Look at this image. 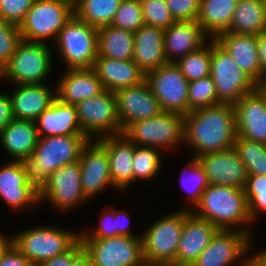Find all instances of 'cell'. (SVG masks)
<instances>
[{
  "label": "cell",
  "mask_w": 266,
  "mask_h": 266,
  "mask_svg": "<svg viewBox=\"0 0 266 266\" xmlns=\"http://www.w3.org/2000/svg\"><path fill=\"white\" fill-rule=\"evenodd\" d=\"M236 136L233 104L220 103L184 115L183 145L194 149L192 157L232 148Z\"/></svg>",
  "instance_id": "6da1fadb"
},
{
  "label": "cell",
  "mask_w": 266,
  "mask_h": 266,
  "mask_svg": "<svg viewBox=\"0 0 266 266\" xmlns=\"http://www.w3.org/2000/svg\"><path fill=\"white\" fill-rule=\"evenodd\" d=\"M191 212L197 217L211 222L219 230L242 231L252 237L250 226L252 221L244 189L209 185ZM247 226L250 227L247 228Z\"/></svg>",
  "instance_id": "7a4b0ae2"
},
{
  "label": "cell",
  "mask_w": 266,
  "mask_h": 266,
  "mask_svg": "<svg viewBox=\"0 0 266 266\" xmlns=\"http://www.w3.org/2000/svg\"><path fill=\"white\" fill-rule=\"evenodd\" d=\"M89 141L86 135L39 137L26 161L30 179L40 188L54 171L79 161Z\"/></svg>",
  "instance_id": "3957f363"
},
{
  "label": "cell",
  "mask_w": 266,
  "mask_h": 266,
  "mask_svg": "<svg viewBox=\"0 0 266 266\" xmlns=\"http://www.w3.org/2000/svg\"><path fill=\"white\" fill-rule=\"evenodd\" d=\"M42 42L22 40L10 61L2 68L0 80L11 84H45L52 74L53 52Z\"/></svg>",
  "instance_id": "277c9868"
},
{
  "label": "cell",
  "mask_w": 266,
  "mask_h": 266,
  "mask_svg": "<svg viewBox=\"0 0 266 266\" xmlns=\"http://www.w3.org/2000/svg\"><path fill=\"white\" fill-rule=\"evenodd\" d=\"M187 210L165 214L141 233L142 253L146 266L175 263Z\"/></svg>",
  "instance_id": "5b68a950"
},
{
  "label": "cell",
  "mask_w": 266,
  "mask_h": 266,
  "mask_svg": "<svg viewBox=\"0 0 266 266\" xmlns=\"http://www.w3.org/2000/svg\"><path fill=\"white\" fill-rule=\"evenodd\" d=\"M53 43L66 69L92 68L98 56V29L73 15Z\"/></svg>",
  "instance_id": "8992f818"
},
{
  "label": "cell",
  "mask_w": 266,
  "mask_h": 266,
  "mask_svg": "<svg viewBox=\"0 0 266 266\" xmlns=\"http://www.w3.org/2000/svg\"><path fill=\"white\" fill-rule=\"evenodd\" d=\"M57 226L27 228L11 237L13 244L34 265L68 251L79 239L80 233Z\"/></svg>",
  "instance_id": "52a82bcc"
},
{
  "label": "cell",
  "mask_w": 266,
  "mask_h": 266,
  "mask_svg": "<svg viewBox=\"0 0 266 266\" xmlns=\"http://www.w3.org/2000/svg\"><path fill=\"white\" fill-rule=\"evenodd\" d=\"M74 15V4L67 0H34L19 25L22 40L48 43Z\"/></svg>",
  "instance_id": "ba28073f"
},
{
  "label": "cell",
  "mask_w": 266,
  "mask_h": 266,
  "mask_svg": "<svg viewBox=\"0 0 266 266\" xmlns=\"http://www.w3.org/2000/svg\"><path fill=\"white\" fill-rule=\"evenodd\" d=\"M122 134L135 145L161 151H167L168 148L174 150L184 143V115L163 111L158 116L133 122Z\"/></svg>",
  "instance_id": "9c48e42d"
},
{
  "label": "cell",
  "mask_w": 266,
  "mask_h": 266,
  "mask_svg": "<svg viewBox=\"0 0 266 266\" xmlns=\"http://www.w3.org/2000/svg\"><path fill=\"white\" fill-rule=\"evenodd\" d=\"M210 76L221 103L234 105L242 96L258 87L214 39H211Z\"/></svg>",
  "instance_id": "30bf717a"
},
{
  "label": "cell",
  "mask_w": 266,
  "mask_h": 266,
  "mask_svg": "<svg viewBox=\"0 0 266 266\" xmlns=\"http://www.w3.org/2000/svg\"><path fill=\"white\" fill-rule=\"evenodd\" d=\"M75 106L79 124L90 140L122 133L113 91L105 89L97 96L81 101Z\"/></svg>",
  "instance_id": "8fae6325"
},
{
  "label": "cell",
  "mask_w": 266,
  "mask_h": 266,
  "mask_svg": "<svg viewBox=\"0 0 266 266\" xmlns=\"http://www.w3.org/2000/svg\"><path fill=\"white\" fill-rule=\"evenodd\" d=\"M93 266H146L141 236L80 238Z\"/></svg>",
  "instance_id": "7c38bea8"
},
{
  "label": "cell",
  "mask_w": 266,
  "mask_h": 266,
  "mask_svg": "<svg viewBox=\"0 0 266 266\" xmlns=\"http://www.w3.org/2000/svg\"><path fill=\"white\" fill-rule=\"evenodd\" d=\"M39 199L40 203L46 199L57 211H65L64 214L87 201L89 203L82 190L79 161L54 171L39 188Z\"/></svg>",
  "instance_id": "4fadbf2b"
},
{
  "label": "cell",
  "mask_w": 266,
  "mask_h": 266,
  "mask_svg": "<svg viewBox=\"0 0 266 266\" xmlns=\"http://www.w3.org/2000/svg\"><path fill=\"white\" fill-rule=\"evenodd\" d=\"M145 80L163 111L188 114L189 82L175 63L168 62L147 73Z\"/></svg>",
  "instance_id": "5bb4252c"
},
{
  "label": "cell",
  "mask_w": 266,
  "mask_h": 266,
  "mask_svg": "<svg viewBox=\"0 0 266 266\" xmlns=\"http://www.w3.org/2000/svg\"><path fill=\"white\" fill-rule=\"evenodd\" d=\"M0 198L13 211L40 205L39 187L30 179L26 162L7 161L0 167Z\"/></svg>",
  "instance_id": "9a60e30c"
},
{
  "label": "cell",
  "mask_w": 266,
  "mask_h": 266,
  "mask_svg": "<svg viewBox=\"0 0 266 266\" xmlns=\"http://www.w3.org/2000/svg\"><path fill=\"white\" fill-rule=\"evenodd\" d=\"M252 240L242 231L219 230L191 266H232L239 261L240 266H248Z\"/></svg>",
  "instance_id": "2e32d148"
},
{
  "label": "cell",
  "mask_w": 266,
  "mask_h": 266,
  "mask_svg": "<svg viewBox=\"0 0 266 266\" xmlns=\"http://www.w3.org/2000/svg\"><path fill=\"white\" fill-rule=\"evenodd\" d=\"M238 137L266 144V86H258L235 104Z\"/></svg>",
  "instance_id": "e0dca14e"
},
{
  "label": "cell",
  "mask_w": 266,
  "mask_h": 266,
  "mask_svg": "<svg viewBox=\"0 0 266 266\" xmlns=\"http://www.w3.org/2000/svg\"><path fill=\"white\" fill-rule=\"evenodd\" d=\"M114 95L122 132L133 122L149 119L163 112L146 80L138 85L116 90Z\"/></svg>",
  "instance_id": "ac0fdd59"
},
{
  "label": "cell",
  "mask_w": 266,
  "mask_h": 266,
  "mask_svg": "<svg viewBox=\"0 0 266 266\" xmlns=\"http://www.w3.org/2000/svg\"><path fill=\"white\" fill-rule=\"evenodd\" d=\"M79 163L82 190L88 200L109 187L117 190L112 184L107 150L97 140L84 147Z\"/></svg>",
  "instance_id": "d6986e66"
},
{
  "label": "cell",
  "mask_w": 266,
  "mask_h": 266,
  "mask_svg": "<svg viewBox=\"0 0 266 266\" xmlns=\"http://www.w3.org/2000/svg\"><path fill=\"white\" fill-rule=\"evenodd\" d=\"M207 175L209 185H224L244 189L247 169L235 149L207 153L197 157Z\"/></svg>",
  "instance_id": "ffe728a7"
},
{
  "label": "cell",
  "mask_w": 266,
  "mask_h": 266,
  "mask_svg": "<svg viewBox=\"0 0 266 266\" xmlns=\"http://www.w3.org/2000/svg\"><path fill=\"white\" fill-rule=\"evenodd\" d=\"M97 141L107 150L113 186L119 193L126 192L134 183L132 160L136 145L122 133L102 137Z\"/></svg>",
  "instance_id": "44dd1931"
},
{
  "label": "cell",
  "mask_w": 266,
  "mask_h": 266,
  "mask_svg": "<svg viewBox=\"0 0 266 266\" xmlns=\"http://www.w3.org/2000/svg\"><path fill=\"white\" fill-rule=\"evenodd\" d=\"M218 231L219 229L211 222L187 210L175 263L191 266Z\"/></svg>",
  "instance_id": "7402d4cb"
},
{
  "label": "cell",
  "mask_w": 266,
  "mask_h": 266,
  "mask_svg": "<svg viewBox=\"0 0 266 266\" xmlns=\"http://www.w3.org/2000/svg\"><path fill=\"white\" fill-rule=\"evenodd\" d=\"M9 93L15 119L35 121L57 98L54 89L45 84H14Z\"/></svg>",
  "instance_id": "603a6c76"
},
{
  "label": "cell",
  "mask_w": 266,
  "mask_h": 266,
  "mask_svg": "<svg viewBox=\"0 0 266 266\" xmlns=\"http://www.w3.org/2000/svg\"><path fill=\"white\" fill-rule=\"evenodd\" d=\"M65 70L56 85V95L61 102L76 105L105 90L92 68Z\"/></svg>",
  "instance_id": "cb8c5ba5"
},
{
  "label": "cell",
  "mask_w": 266,
  "mask_h": 266,
  "mask_svg": "<svg viewBox=\"0 0 266 266\" xmlns=\"http://www.w3.org/2000/svg\"><path fill=\"white\" fill-rule=\"evenodd\" d=\"M209 39L197 21H175L164 30L167 62L175 63L179 58L202 47Z\"/></svg>",
  "instance_id": "d4e9b609"
},
{
  "label": "cell",
  "mask_w": 266,
  "mask_h": 266,
  "mask_svg": "<svg viewBox=\"0 0 266 266\" xmlns=\"http://www.w3.org/2000/svg\"><path fill=\"white\" fill-rule=\"evenodd\" d=\"M235 60L237 65L262 86V70L257 55V36L224 32L214 39Z\"/></svg>",
  "instance_id": "484cf974"
},
{
  "label": "cell",
  "mask_w": 266,
  "mask_h": 266,
  "mask_svg": "<svg viewBox=\"0 0 266 266\" xmlns=\"http://www.w3.org/2000/svg\"><path fill=\"white\" fill-rule=\"evenodd\" d=\"M133 61L145 75L168 63L164 52V29L144 24L134 32Z\"/></svg>",
  "instance_id": "4316f807"
},
{
  "label": "cell",
  "mask_w": 266,
  "mask_h": 266,
  "mask_svg": "<svg viewBox=\"0 0 266 266\" xmlns=\"http://www.w3.org/2000/svg\"><path fill=\"white\" fill-rule=\"evenodd\" d=\"M39 137L85 135L78 120L76 106L56 98L35 120Z\"/></svg>",
  "instance_id": "83f0119b"
},
{
  "label": "cell",
  "mask_w": 266,
  "mask_h": 266,
  "mask_svg": "<svg viewBox=\"0 0 266 266\" xmlns=\"http://www.w3.org/2000/svg\"><path fill=\"white\" fill-rule=\"evenodd\" d=\"M92 69L109 91L140 84L145 74L133 60H117L97 56Z\"/></svg>",
  "instance_id": "f1b7e54d"
},
{
  "label": "cell",
  "mask_w": 266,
  "mask_h": 266,
  "mask_svg": "<svg viewBox=\"0 0 266 266\" xmlns=\"http://www.w3.org/2000/svg\"><path fill=\"white\" fill-rule=\"evenodd\" d=\"M39 136L35 121L13 119L1 132L0 144L11 161L26 162L37 145Z\"/></svg>",
  "instance_id": "f546056e"
},
{
  "label": "cell",
  "mask_w": 266,
  "mask_h": 266,
  "mask_svg": "<svg viewBox=\"0 0 266 266\" xmlns=\"http://www.w3.org/2000/svg\"><path fill=\"white\" fill-rule=\"evenodd\" d=\"M238 0H201L197 22L203 32L215 39L228 30Z\"/></svg>",
  "instance_id": "4dcf8cb0"
},
{
  "label": "cell",
  "mask_w": 266,
  "mask_h": 266,
  "mask_svg": "<svg viewBox=\"0 0 266 266\" xmlns=\"http://www.w3.org/2000/svg\"><path fill=\"white\" fill-rule=\"evenodd\" d=\"M266 31V12L262 0H238L226 32L258 35Z\"/></svg>",
  "instance_id": "1f68e13d"
},
{
  "label": "cell",
  "mask_w": 266,
  "mask_h": 266,
  "mask_svg": "<svg viewBox=\"0 0 266 266\" xmlns=\"http://www.w3.org/2000/svg\"><path fill=\"white\" fill-rule=\"evenodd\" d=\"M98 55L117 60H133L134 33L112 25L99 28Z\"/></svg>",
  "instance_id": "d6a6232c"
},
{
  "label": "cell",
  "mask_w": 266,
  "mask_h": 266,
  "mask_svg": "<svg viewBox=\"0 0 266 266\" xmlns=\"http://www.w3.org/2000/svg\"><path fill=\"white\" fill-rule=\"evenodd\" d=\"M121 0H76L74 15L99 29L111 25Z\"/></svg>",
  "instance_id": "836d02e7"
},
{
  "label": "cell",
  "mask_w": 266,
  "mask_h": 266,
  "mask_svg": "<svg viewBox=\"0 0 266 266\" xmlns=\"http://www.w3.org/2000/svg\"><path fill=\"white\" fill-rule=\"evenodd\" d=\"M183 167L179 182L181 184L180 187L187 192V202H189L187 207L185 206L183 209L191 211L200 201L201 195L209 186V182L204 169L196 157H190V161ZM188 206L192 207L188 208Z\"/></svg>",
  "instance_id": "e575fe53"
},
{
  "label": "cell",
  "mask_w": 266,
  "mask_h": 266,
  "mask_svg": "<svg viewBox=\"0 0 266 266\" xmlns=\"http://www.w3.org/2000/svg\"><path fill=\"white\" fill-rule=\"evenodd\" d=\"M161 155V150L157 148L136 145L132 160L134 182L155 179L163 168Z\"/></svg>",
  "instance_id": "d590c367"
},
{
  "label": "cell",
  "mask_w": 266,
  "mask_h": 266,
  "mask_svg": "<svg viewBox=\"0 0 266 266\" xmlns=\"http://www.w3.org/2000/svg\"><path fill=\"white\" fill-rule=\"evenodd\" d=\"M175 64L187 78L188 82L209 76L211 66V39L196 51L179 58Z\"/></svg>",
  "instance_id": "8d00e7d4"
},
{
  "label": "cell",
  "mask_w": 266,
  "mask_h": 266,
  "mask_svg": "<svg viewBox=\"0 0 266 266\" xmlns=\"http://www.w3.org/2000/svg\"><path fill=\"white\" fill-rule=\"evenodd\" d=\"M233 148L244 163L248 175H266V144L236 136Z\"/></svg>",
  "instance_id": "74e56055"
},
{
  "label": "cell",
  "mask_w": 266,
  "mask_h": 266,
  "mask_svg": "<svg viewBox=\"0 0 266 266\" xmlns=\"http://www.w3.org/2000/svg\"><path fill=\"white\" fill-rule=\"evenodd\" d=\"M216 92V85L211 78L207 76L188 85V113L208 106L220 104Z\"/></svg>",
  "instance_id": "f35d334b"
},
{
  "label": "cell",
  "mask_w": 266,
  "mask_h": 266,
  "mask_svg": "<svg viewBox=\"0 0 266 266\" xmlns=\"http://www.w3.org/2000/svg\"><path fill=\"white\" fill-rule=\"evenodd\" d=\"M144 24L140 0H121L111 25L134 33Z\"/></svg>",
  "instance_id": "ab89813d"
},
{
  "label": "cell",
  "mask_w": 266,
  "mask_h": 266,
  "mask_svg": "<svg viewBox=\"0 0 266 266\" xmlns=\"http://www.w3.org/2000/svg\"><path fill=\"white\" fill-rule=\"evenodd\" d=\"M140 3L146 25L165 30L175 22L166 0H140Z\"/></svg>",
  "instance_id": "60d3db41"
},
{
  "label": "cell",
  "mask_w": 266,
  "mask_h": 266,
  "mask_svg": "<svg viewBox=\"0 0 266 266\" xmlns=\"http://www.w3.org/2000/svg\"><path fill=\"white\" fill-rule=\"evenodd\" d=\"M22 35L19 26L0 19V68L2 69L13 56Z\"/></svg>",
  "instance_id": "b9f144b4"
},
{
  "label": "cell",
  "mask_w": 266,
  "mask_h": 266,
  "mask_svg": "<svg viewBox=\"0 0 266 266\" xmlns=\"http://www.w3.org/2000/svg\"><path fill=\"white\" fill-rule=\"evenodd\" d=\"M101 219L97 227L91 230H80V238H107L116 236V209L115 207H109L108 209H102ZM90 229V230H89Z\"/></svg>",
  "instance_id": "7bdbcfd3"
},
{
  "label": "cell",
  "mask_w": 266,
  "mask_h": 266,
  "mask_svg": "<svg viewBox=\"0 0 266 266\" xmlns=\"http://www.w3.org/2000/svg\"><path fill=\"white\" fill-rule=\"evenodd\" d=\"M34 0H0V19L20 25Z\"/></svg>",
  "instance_id": "ee69618b"
},
{
  "label": "cell",
  "mask_w": 266,
  "mask_h": 266,
  "mask_svg": "<svg viewBox=\"0 0 266 266\" xmlns=\"http://www.w3.org/2000/svg\"><path fill=\"white\" fill-rule=\"evenodd\" d=\"M174 21H197L201 0H166Z\"/></svg>",
  "instance_id": "f6af8a7d"
},
{
  "label": "cell",
  "mask_w": 266,
  "mask_h": 266,
  "mask_svg": "<svg viewBox=\"0 0 266 266\" xmlns=\"http://www.w3.org/2000/svg\"><path fill=\"white\" fill-rule=\"evenodd\" d=\"M0 266H34L11 241L2 251Z\"/></svg>",
  "instance_id": "bcb514c9"
},
{
  "label": "cell",
  "mask_w": 266,
  "mask_h": 266,
  "mask_svg": "<svg viewBox=\"0 0 266 266\" xmlns=\"http://www.w3.org/2000/svg\"><path fill=\"white\" fill-rule=\"evenodd\" d=\"M84 249L79 239L68 251L61 255L42 261L37 266H71L72 260Z\"/></svg>",
  "instance_id": "7dc6e473"
},
{
  "label": "cell",
  "mask_w": 266,
  "mask_h": 266,
  "mask_svg": "<svg viewBox=\"0 0 266 266\" xmlns=\"http://www.w3.org/2000/svg\"><path fill=\"white\" fill-rule=\"evenodd\" d=\"M248 212L252 223L259 215L266 214V193H245Z\"/></svg>",
  "instance_id": "c3c4849f"
},
{
  "label": "cell",
  "mask_w": 266,
  "mask_h": 266,
  "mask_svg": "<svg viewBox=\"0 0 266 266\" xmlns=\"http://www.w3.org/2000/svg\"><path fill=\"white\" fill-rule=\"evenodd\" d=\"M15 119L9 94L0 92V132Z\"/></svg>",
  "instance_id": "681fc988"
},
{
  "label": "cell",
  "mask_w": 266,
  "mask_h": 266,
  "mask_svg": "<svg viewBox=\"0 0 266 266\" xmlns=\"http://www.w3.org/2000/svg\"><path fill=\"white\" fill-rule=\"evenodd\" d=\"M130 213L125 212V209L121 211L116 209V236H141L133 234V231L129 229L131 221Z\"/></svg>",
  "instance_id": "f907efd6"
},
{
  "label": "cell",
  "mask_w": 266,
  "mask_h": 266,
  "mask_svg": "<svg viewBox=\"0 0 266 266\" xmlns=\"http://www.w3.org/2000/svg\"><path fill=\"white\" fill-rule=\"evenodd\" d=\"M257 55L262 70V86H266V31L257 35Z\"/></svg>",
  "instance_id": "816d5d0a"
},
{
  "label": "cell",
  "mask_w": 266,
  "mask_h": 266,
  "mask_svg": "<svg viewBox=\"0 0 266 266\" xmlns=\"http://www.w3.org/2000/svg\"><path fill=\"white\" fill-rule=\"evenodd\" d=\"M245 193H266V175H248Z\"/></svg>",
  "instance_id": "f5cc1de1"
},
{
  "label": "cell",
  "mask_w": 266,
  "mask_h": 266,
  "mask_svg": "<svg viewBox=\"0 0 266 266\" xmlns=\"http://www.w3.org/2000/svg\"><path fill=\"white\" fill-rule=\"evenodd\" d=\"M71 266H93L92 258L83 249L73 260Z\"/></svg>",
  "instance_id": "db71d44e"
},
{
  "label": "cell",
  "mask_w": 266,
  "mask_h": 266,
  "mask_svg": "<svg viewBox=\"0 0 266 266\" xmlns=\"http://www.w3.org/2000/svg\"><path fill=\"white\" fill-rule=\"evenodd\" d=\"M249 266H266V249L250 256Z\"/></svg>",
  "instance_id": "11a10c76"
},
{
  "label": "cell",
  "mask_w": 266,
  "mask_h": 266,
  "mask_svg": "<svg viewBox=\"0 0 266 266\" xmlns=\"http://www.w3.org/2000/svg\"><path fill=\"white\" fill-rule=\"evenodd\" d=\"M11 242V238L6 237L5 234L0 232V257L2 254L3 249Z\"/></svg>",
  "instance_id": "9f6ffc18"
},
{
  "label": "cell",
  "mask_w": 266,
  "mask_h": 266,
  "mask_svg": "<svg viewBox=\"0 0 266 266\" xmlns=\"http://www.w3.org/2000/svg\"><path fill=\"white\" fill-rule=\"evenodd\" d=\"M154 266H189V265L176 264V263H163V264H157Z\"/></svg>",
  "instance_id": "6f0895ef"
},
{
  "label": "cell",
  "mask_w": 266,
  "mask_h": 266,
  "mask_svg": "<svg viewBox=\"0 0 266 266\" xmlns=\"http://www.w3.org/2000/svg\"><path fill=\"white\" fill-rule=\"evenodd\" d=\"M262 1H263L264 9H265V12H266V0H262Z\"/></svg>",
  "instance_id": "680465c9"
},
{
  "label": "cell",
  "mask_w": 266,
  "mask_h": 266,
  "mask_svg": "<svg viewBox=\"0 0 266 266\" xmlns=\"http://www.w3.org/2000/svg\"><path fill=\"white\" fill-rule=\"evenodd\" d=\"M67 1H70L73 4L76 2V0H67Z\"/></svg>",
  "instance_id": "91938a15"
}]
</instances>
